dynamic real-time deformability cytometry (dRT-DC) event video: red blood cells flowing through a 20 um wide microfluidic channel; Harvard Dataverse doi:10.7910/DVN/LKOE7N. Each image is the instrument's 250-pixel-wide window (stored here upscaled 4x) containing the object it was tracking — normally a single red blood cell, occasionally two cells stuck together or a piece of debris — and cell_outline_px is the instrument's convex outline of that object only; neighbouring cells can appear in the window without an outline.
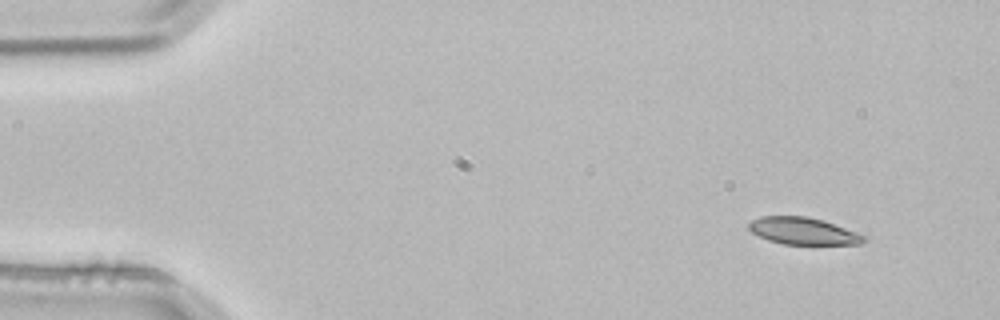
{"species": "common noctule bat (a hibernating species)", "species_latin": "Nyctalus noctula", "temperature_condition": "room temperature", "stored_images_in_passage": 49, "camera_frame_rate_fps": 3000, "um_per_image_px": 0.085, "animal": {"sex": "male", "body_mass_g": 21.5, "forearm_length_mm": 52.0}, "frame": {"image": 1, "passage_image": 1, "time_ms": 0.0, "image_size_px": [1000, 320], "cell_outline_px": [[868, 240], [860, 244], [784, 244], [768, 240], [752, 232], [748, 228], [748, 224], [752, 220], [760, 216], [808, 216], [824, 220], [868, 236]], "centroid_in_image_um": [68.31, 19.63], "position_along_channel_um": 16.7, "area_um2": 18.26}}
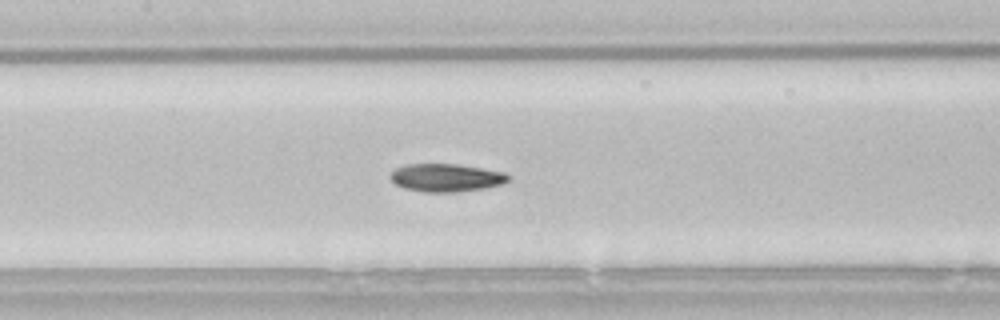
{"frame": {"image": 2, "passage_image": 21, "time_ms": 6.667, "image_size_px": [1000, 320], "cell_outline_px": [[512, 176], [504, 184], [484, 188], [456, 192], [424, 192], [404, 188], [396, 184], [388, 176], [396, 168], [404, 164], [456, 164], [504, 172]], "centroid_in_image_um": [37.93, 15.1], "position_along_channel_um": 169.5, "area_um2": 19.25}}
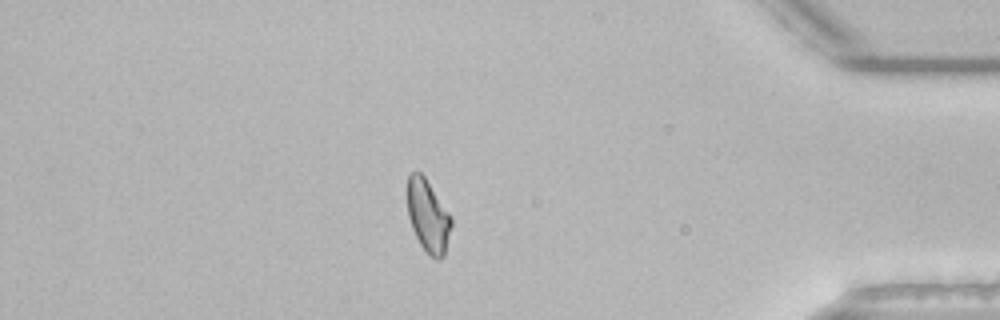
{"frame": {"image": 3, "passage_image": 42, "time_ms": 13.667, "image_size_px": [1000, 320], "cell_outline_px": [[452, 224], [444, 256], [440, 260], [436, 260], [420, 244], [412, 228], [408, 216], [408, 172], [420, 172], [424, 176], [452, 216]], "centroid_in_image_um": [36.39, 18.35], "position_along_channel_um": 398.8, "area_um2": 18.44}, "authors_computed_cell_mechanics": {"area_um2": 19.0162, "velocity_mm_per_s": 3.8191, "shape_relaxation_time_tau1_ms": 7.9636, "shape_relaxation_time_tau2_ms": 4.0988, "deformation_change_tau1": 0.1814, "deformation_change_tau2": 0.1048}}